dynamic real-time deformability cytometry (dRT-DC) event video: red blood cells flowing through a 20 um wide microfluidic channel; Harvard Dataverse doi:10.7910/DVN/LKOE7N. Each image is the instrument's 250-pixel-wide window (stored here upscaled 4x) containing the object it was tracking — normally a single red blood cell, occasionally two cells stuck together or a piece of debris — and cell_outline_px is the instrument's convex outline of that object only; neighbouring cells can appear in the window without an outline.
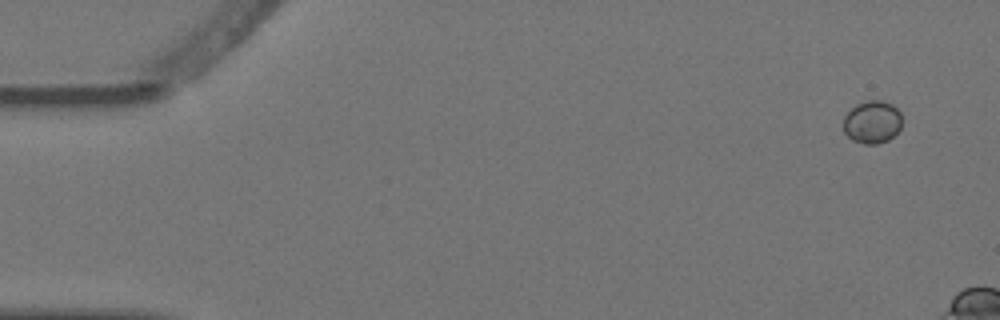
{"species": "Egyptian fruit bat (a non-hibernating species)", "species_latin": "Rousettus aegyptiacus", "temperature_condition": "warm", "stored_images_in_passage": 3, "camera_frame_rate_fps": 3000, "um_per_image_px": 0.085, "animal": {"sex": "female"}, "frame": {"image": 1, "passage_image": 1, "time_ms": 0.0, "image_size_px": [1000, 320], "cell_outline_px": [[900, 128], [888, 140], [876, 144], [864, 144], [852, 140], [844, 132], [844, 116], [856, 104], [868, 100], [880, 100], [892, 104], [900, 112]], "centroid_in_image_um": [74.12, 10.37], "position_along_channel_um": 10.9, "area_um2": 14.45}}